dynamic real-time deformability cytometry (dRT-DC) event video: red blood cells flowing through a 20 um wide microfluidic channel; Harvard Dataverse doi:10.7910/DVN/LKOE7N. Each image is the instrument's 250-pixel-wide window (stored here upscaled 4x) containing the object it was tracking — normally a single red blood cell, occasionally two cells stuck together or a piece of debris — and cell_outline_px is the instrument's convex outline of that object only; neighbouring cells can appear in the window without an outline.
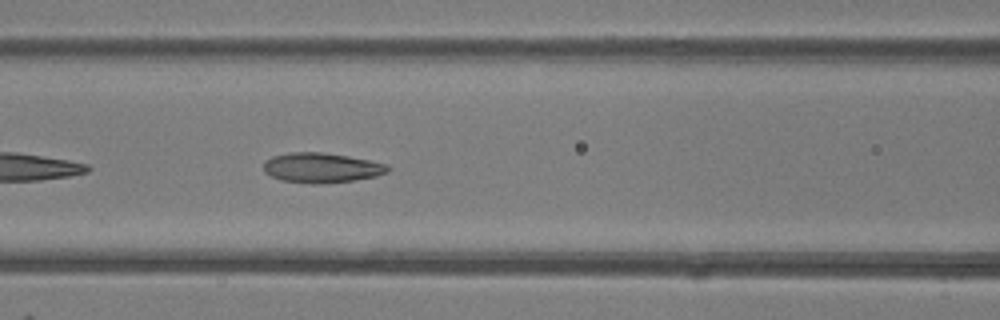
{"species": "common noctule bat (a hibernating species)", "species_latin": "Nyctalus noctula", "temperature_condition": "room temperature", "stored_images_in_passage": 29, "camera_frame_rate_fps": 3000, "um_per_image_px": 0.085, "animal": {"sex": "female"}, "frame": {"image": 1, "passage_image": 9, "time_ms": 2.667, "image_size_px": [1000, 320], "cell_outline_px": [[392, 168], [388, 172], [376, 176], [352, 180], [312, 184], [280, 180], [264, 172], [264, 160], [272, 156], [292, 152], [320, 152], [348, 156], [388, 164]], "centroid_in_image_um": [27.32, 14.25], "position_along_channel_um": 139.3, "area_um2": 21.56}}
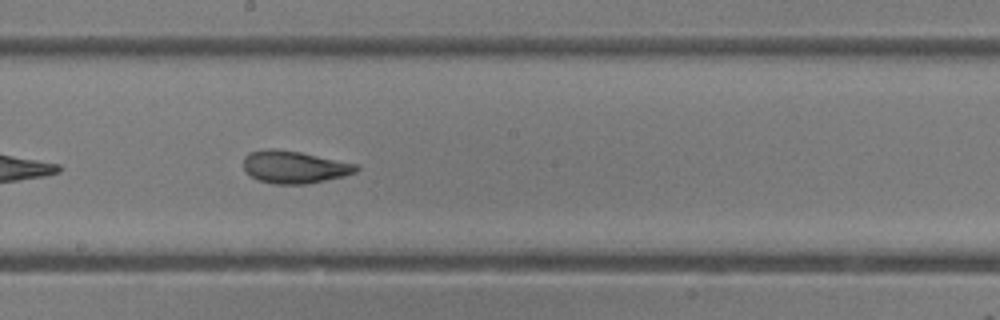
{"frame": {"image": 2, "passage_image": 15, "time_ms": 4.667, "image_size_px": [1000, 320], "cell_outline_px": [[360, 168], [356, 172], [344, 176], [304, 184], [276, 184], [260, 180], [244, 172], [244, 156], [248, 152], [268, 148], [276, 148], [300, 152], [356, 164]], "centroid_in_image_um": [24.98, 14.18], "position_along_channel_um": 223.2, "area_um2": 21.21}}
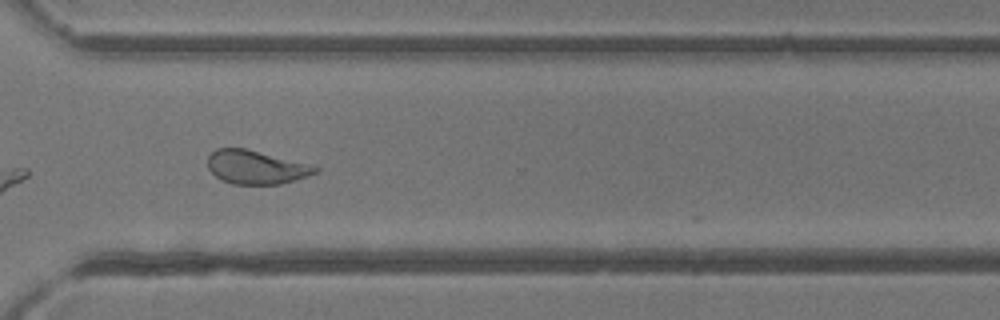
{"frame": {"image": 3, "passage_image": 24, "time_ms": 7.667, "image_size_px": [1000, 320], "cell_outline_px": [[320, 172], [308, 176], [280, 184], [232, 184], [216, 176], [208, 168], [208, 156], [216, 148], [244, 148], [316, 164], [320, 168]], "centroid_in_image_um": [21.85, 14.2], "position_along_channel_um": 348.7, "area_um2": 21.39}, "authors_computed_cell_mechanics": {"area_um2": 21.386, "velocity_mm_per_s": 4.2085, "shape_relaxation_time_tau1_ms": 5.3591, "shape_relaxation_time_tau2_ms": 1.771, "deformation_change_tau1": 0.1543, "deformation_change_tau2": 0.0945}}